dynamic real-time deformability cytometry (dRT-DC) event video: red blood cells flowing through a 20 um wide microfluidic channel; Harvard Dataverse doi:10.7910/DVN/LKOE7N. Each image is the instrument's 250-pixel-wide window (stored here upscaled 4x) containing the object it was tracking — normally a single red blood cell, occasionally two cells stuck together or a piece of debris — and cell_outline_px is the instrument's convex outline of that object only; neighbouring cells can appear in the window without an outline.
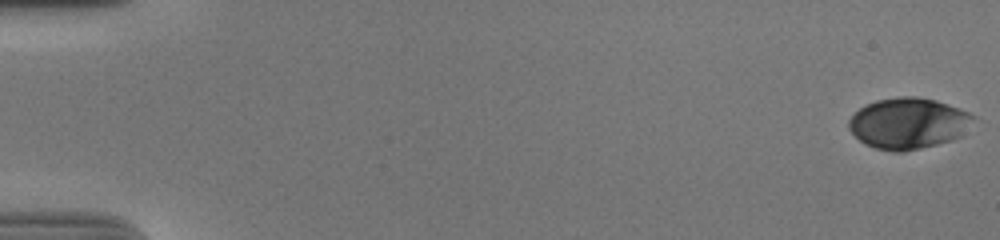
{"species": "human", "species_latin": "Homo sapiens", "temperature_condition": "cold", "stored_images_in_passage": 57, "camera_frame_rate_fps": 3000, "um_per_image_px": 0.085, "donor": {"sex": "male"}, "frame": {"image": 1, "passage_image": 1, "time_ms": 0.0, "image_size_px": [1000, 240], "cell_outline_px": [[980, 120], [960, 136], [952, 140], [904, 152], [892, 152], [876, 148], [864, 144], [848, 128], [848, 120], [860, 108], [876, 100], [900, 96], [916, 96], [936, 100], [968, 112], [976, 116]], "centroid_in_image_um": [77.26, 10.48], "position_along_channel_um": 7.7, "area_um2": 37.34}}
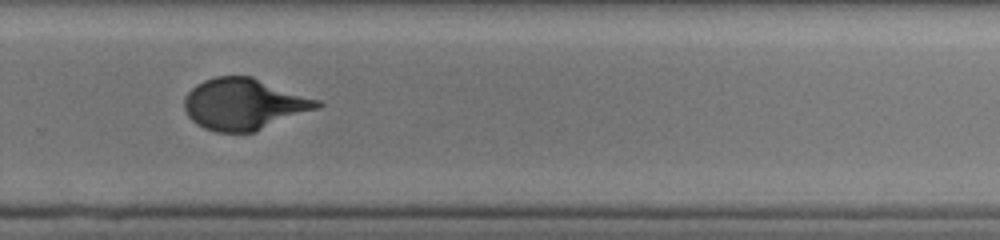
{"frame": {"image": 2, "passage_image": 40, "time_ms": 13.0, "image_size_px": [1000, 240], "cell_outline_px": [[324, 104], [320, 108], [252, 132], [216, 132], [204, 128], [196, 124], [188, 116], [184, 108], [184, 96], [196, 84], [204, 80], [216, 76], [252, 76], [320, 100]], "centroid_in_image_um": [20.74, 8.84], "position_along_channel_um": 309.1, "area_um2": 39.82}}
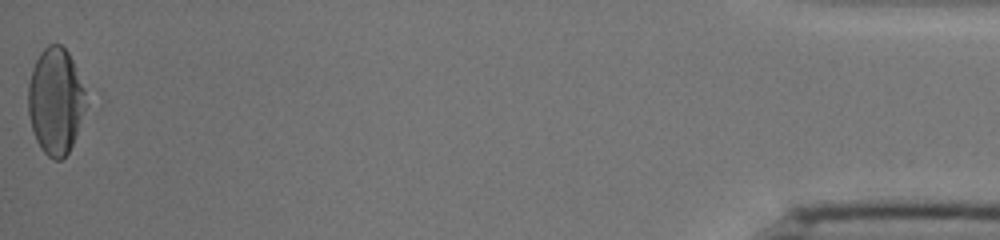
{"frame": {"image": 3, "passage_image": 57, "time_ms": 18.667, "image_size_px": [1000, 240], "cell_outline_px": [[92, 100], [72, 144], [68, 152], [60, 160], [52, 160], [40, 148], [36, 140], [32, 128], [28, 112], [28, 84], [32, 68], [40, 52], [48, 44], [60, 44], [68, 52]], "centroid_in_image_um": [4.78, 8.59], "position_along_channel_um": 430.4, "area_um2": 36.82}, "authors_computed_cell_mechanics": {"area_um2": 39.1306, "velocity_mm_per_s": 3.6845, "shape_relaxation_time_tau1_ms": 4.2141, "shape_relaxation_time_tau2_ms": null, "deformation_change_tau1": 0.1564, "deformation_change_tau2": null}}